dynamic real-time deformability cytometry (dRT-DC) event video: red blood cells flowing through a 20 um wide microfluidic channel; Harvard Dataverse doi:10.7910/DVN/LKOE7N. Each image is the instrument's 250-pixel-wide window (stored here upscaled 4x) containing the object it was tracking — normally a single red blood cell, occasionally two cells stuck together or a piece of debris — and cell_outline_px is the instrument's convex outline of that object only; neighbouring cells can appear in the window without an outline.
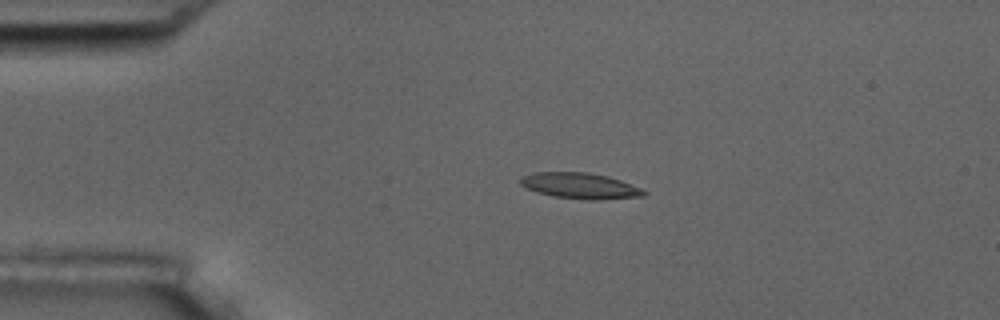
{"species": "common noctule bat (a hibernating species)", "species_latin": "Nyctalus noctula", "temperature_condition": "room temperature", "stored_images_in_passage": 5, "segment_of_instrument_passage": [1, 2], "camera_frame_rate_fps": 3000, "um_per_image_px": 0.085, "animal": {"sex": "male", "body_mass_g": 17.5, "forearm_length_mm": 52.3}, "frame": {"image": 1, "passage_image": 3, "time_ms": 3.333, "image_size_px": [1000, 320], "cell_outline_px": [[648, 192], [644, 196], [600, 200], [588, 200], [552, 196], [536, 192], [520, 184], [520, 180], [524, 176], [536, 172], [588, 172], [608, 176], [620, 180], [640, 188]], "centroid_in_image_um": [49.33, 15.8], "position_along_channel_um": 35.7, "area_um2": 18.55}}